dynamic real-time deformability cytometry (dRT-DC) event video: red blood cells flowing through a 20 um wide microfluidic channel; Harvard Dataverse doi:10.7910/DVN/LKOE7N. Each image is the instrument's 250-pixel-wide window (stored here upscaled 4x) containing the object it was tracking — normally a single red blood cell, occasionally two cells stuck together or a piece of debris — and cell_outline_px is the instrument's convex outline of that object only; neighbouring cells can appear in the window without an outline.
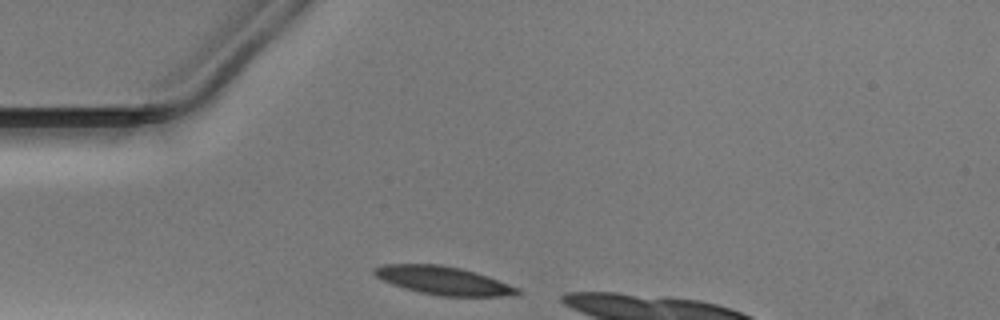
{"species": "Egyptian fruit bat (a non-hibernating species)", "species_latin": "Rousettus aegyptiacus", "temperature_condition": "warm", "stored_images_in_passage": 7, "camera_frame_rate_fps": 3000, "um_per_image_px": 0.085, "animal": {"sex": "male"}, "frame": {"image": 1, "passage_image": 1, "time_ms": 0.0, "image_size_px": [1000, 320], "cell_outline_px": [[520, 292], [516, 296], [440, 296], [420, 292], [404, 288], [392, 284], [376, 276], [372, 272], [372, 268], [384, 264], [440, 264], [460, 268], [476, 272], [488, 276], [520, 288]], "centroid_in_image_um": [37.71, 23.84], "position_along_channel_um": 47.3, "area_um2": 23.64}}
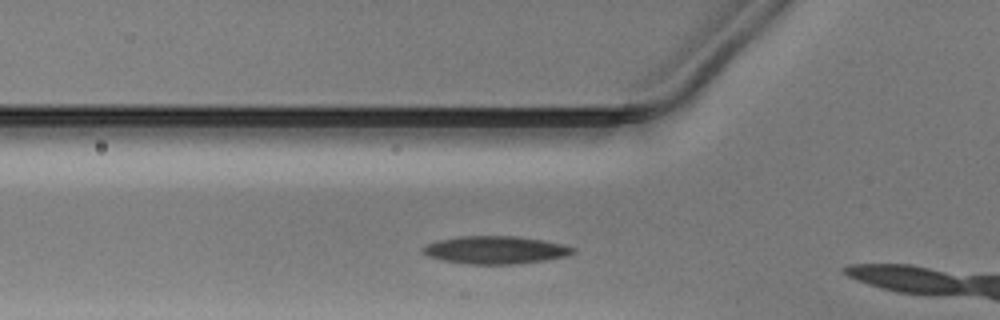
{"frame": {"image": 2, "passage_image": 5, "time_ms": 1.333, "image_size_px": [1000, 320], "cell_outline_px": [[576, 252], [568, 256], [544, 260], [516, 264], [468, 264], [440, 260], [428, 256], [420, 252], [420, 248], [424, 244], [436, 240], [460, 236], [516, 236], [544, 240], [564, 244], [576, 248]], "centroid_in_image_um": [42.08, 21.24], "position_along_channel_um": 83.7, "area_um2": 24.74}}